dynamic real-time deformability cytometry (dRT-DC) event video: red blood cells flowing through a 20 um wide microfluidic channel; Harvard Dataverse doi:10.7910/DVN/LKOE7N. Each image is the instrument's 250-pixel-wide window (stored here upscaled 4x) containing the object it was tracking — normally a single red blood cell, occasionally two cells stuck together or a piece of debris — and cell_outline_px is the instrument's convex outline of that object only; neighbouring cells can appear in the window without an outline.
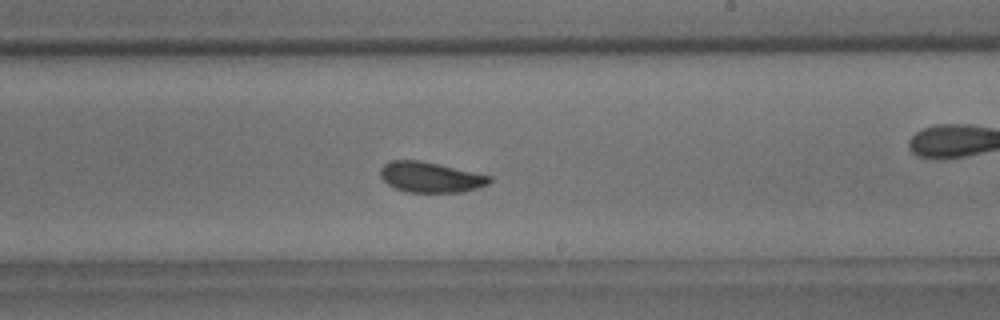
{"species": "common noctule bat (a hibernating species)", "species_latin": "Nyctalus noctula", "temperature_condition": "room temperature", "stored_images_in_passage": 55, "camera_frame_rate_fps": 3000, "um_per_image_px": 0.085, "animal": {"sex": "male", "body_mass_g": 18.8}, "frame": {"image": 1, "passage_image": 32, "time_ms": 10.333, "image_size_px": [1000, 320], "cell_outline_px": [[492, 180], [488, 184], [464, 192], [408, 192], [396, 188], [388, 184], [380, 176], [380, 168], [384, 164], [392, 160], [420, 160], [492, 176]], "centroid_in_image_um": [36.59, 15.06], "position_along_channel_um": 252.4, "area_um2": 19.25}, "authors_computed_cell_mechanics": {"area_um2": 19.5364, "velocity_mm_per_s": 3.6811, "shape_relaxation_time_tau1_ms": 2.8776, "shape_relaxation_time_tau2_ms": 1.587, "deformation_change_tau1": 0.1146, "deformation_change_tau2": 0.0696}}